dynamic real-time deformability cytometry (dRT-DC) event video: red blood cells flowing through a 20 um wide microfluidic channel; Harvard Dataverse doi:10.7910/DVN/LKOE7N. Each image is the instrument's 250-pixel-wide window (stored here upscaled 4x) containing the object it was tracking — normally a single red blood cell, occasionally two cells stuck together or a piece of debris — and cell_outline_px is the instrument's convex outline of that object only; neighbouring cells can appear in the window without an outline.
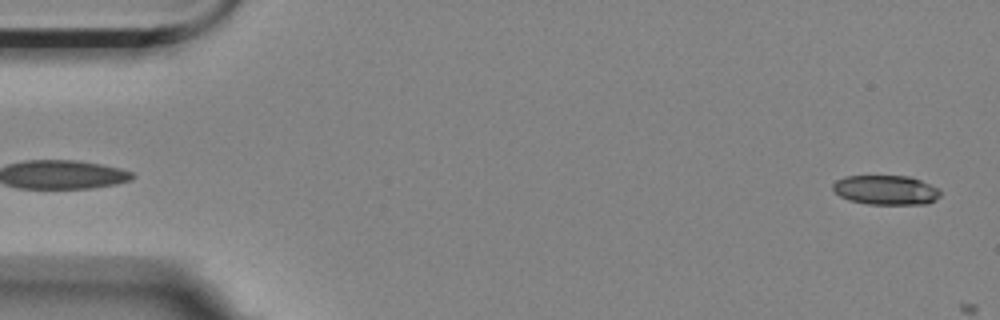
{"species": "Egyptian fruit bat (a non-hibernating species)", "species_latin": "Rousettus aegyptiacus", "temperature_condition": "room temperature", "stored_images_in_passage": 3, "camera_frame_rate_fps": 3000, "um_per_image_px": 0.085, "animal": {"sex": "female"}, "frame": {"image": 1, "passage_image": 1, "time_ms": 0.0, "image_size_px": [1000, 320], "cell_outline_px": [[940, 196], [936, 200], [928, 204], [868, 204], [848, 200], [840, 196], [832, 188], [832, 184], [836, 180], [844, 176], [908, 176], [920, 180], [940, 188]], "centroid_in_image_um": [75.31, 16.15], "position_along_channel_um": 9.7, "area_um2": 18.61}}